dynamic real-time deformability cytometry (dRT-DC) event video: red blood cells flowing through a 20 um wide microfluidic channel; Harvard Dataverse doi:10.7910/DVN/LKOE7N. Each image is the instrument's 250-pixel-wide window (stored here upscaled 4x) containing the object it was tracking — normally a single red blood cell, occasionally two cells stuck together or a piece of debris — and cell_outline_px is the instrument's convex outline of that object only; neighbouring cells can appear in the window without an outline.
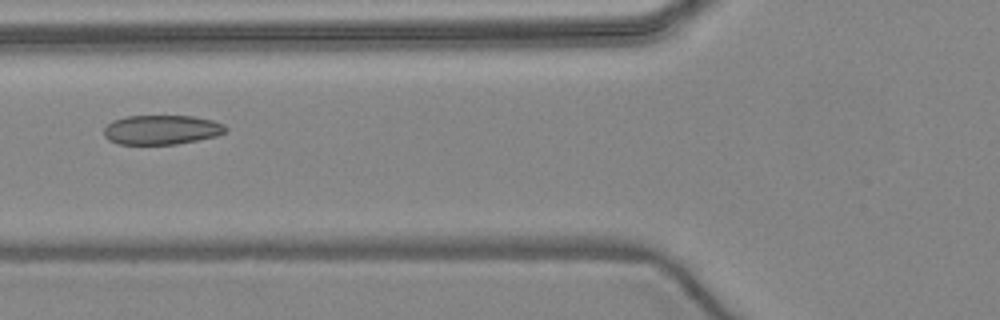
{"species": "common noctule bat (a hibernating species)", "species_latin": "Nyctalus noctula", "temperature_condition": "warm", "stored_images_in_passage": 5, "camera_frame_rate_fps": 3000, "um_per_image_px": 0.085, "animal": {"sex": "female", "body_mass_g": 24.6, "forearm_length_mm": 56.2}, "frame": {"image": 1, "passage_image": 4, "time_ms": 3.667, "image_size_px": [1000, 320], "cell_outline_px": [[228, 128], [224, 132], [216, 136], [176, 144], [120, 144], [108, 140], [104, 136], [104, 128], [112, 120], [128, 116], [192, 116], [212, 120], [224, 124]], "centroid_in_image_um": [13.72, 11.03], "position_along_channel_um": 112.1, "area_um2": 20.81}}
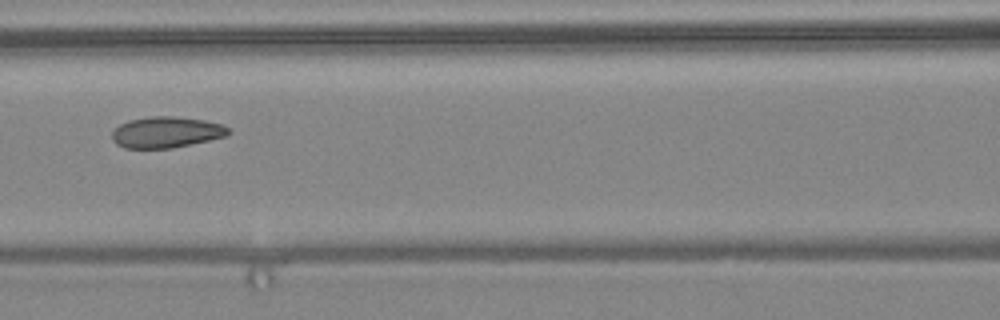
{"frame": {"image": 2, "passage_image": 5, "time_ms": 4.667, "image_size_px": [1000, 320], "cell_outline_px": [[232, 132], [228, 136], [172, 148], [124, 148], [116, 144], [112, 140], [112, 132], [120, 124], [128, 120], [148, 116], [176, 116], [204, 120], [220, 124], [228, 128]], "centroid_in_image_um": [14.13, 11.23], "position_along_channel_um": 152.5, "area_um2": 21.21}}